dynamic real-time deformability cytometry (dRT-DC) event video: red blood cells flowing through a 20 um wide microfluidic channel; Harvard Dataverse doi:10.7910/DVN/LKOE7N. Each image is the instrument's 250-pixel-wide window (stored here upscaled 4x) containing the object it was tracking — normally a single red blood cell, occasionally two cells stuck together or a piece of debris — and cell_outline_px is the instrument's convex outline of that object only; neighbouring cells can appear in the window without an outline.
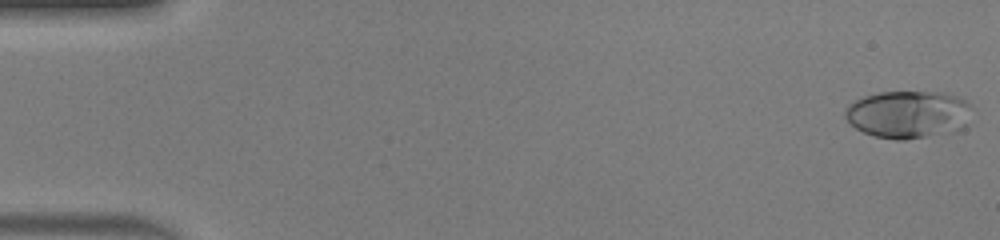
{"species": "human", "species_latin": "Homo sapiens", "temperature_condition": "warm", "stored_images_in_passage": 50, "camera_frame_rate_fps": 3000, "um_per_image_px": 0.085, "donor": {"sex": "male"}, "frame": {"image": 1, "passage_image": 1, "time_ms": 0.0, "image_size_px": [1000, 240], "cell_outline_px": [[976, 108], [964, 128], [956, 132], [904, 140], [896, 140], [876, 136], [864, 132], [856, 128], [844, 116], [844, 112], [848, 104], [864, 96], [880, 92], [944, 92], [956, 96], [972, 104]], "centroid_in_image_um": [77.28, 9.72], "position_along_channel_um": 7.7, "area_um2": 35.72}}
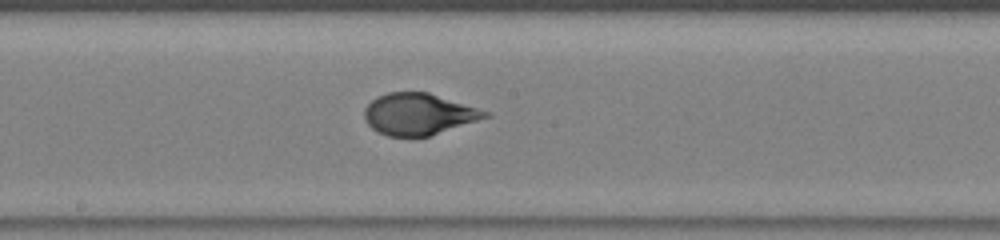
{"frame": {"image": 2, "passage_image": 27, "time_ms": 8.667, "image_size_px": [1000, 240], "cell_outline_px": [[492, 116], [428, 136], [388, 136], [372, 128], [364, 120], [364, 108], [376, 96], [388, 92], [428, 92], [492, 112]], "centroid_in_image_um": [35.6, 9.68], "position_along_channel_um": 212.6, "area_um2": 29.25}}
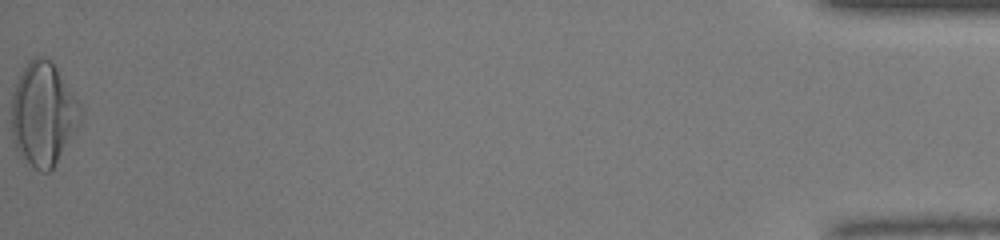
{"frame": {"image": 3, "passage_image": 50, "time_ms": 16.333, "image_size_px": [1000, 240], "cell_outline_px": [[84, 108], [80, 120], [72, 136], [52, 168], [48, 172], [40, 172], [24, 156], [12, 140], [12, 92], [16, 80], [28, 60], [36, 56], [44, 56], [52, 60]], "centroid_in_image_um": [3.69, 9.6], "position_along_channel_um": 431.5, "area_um2": 41.38}, "authors_computed_cell_mechanics": {"area_um2": 30.4028, "velocity_mm_per_s": 4.17, "shape_relaxation_time_tau1_ms": 5.9447, "shape_relaxation_time_tau2_ms": null, "deformation_change_tau1": 0.2851, "deformation_change_tau2": null}}